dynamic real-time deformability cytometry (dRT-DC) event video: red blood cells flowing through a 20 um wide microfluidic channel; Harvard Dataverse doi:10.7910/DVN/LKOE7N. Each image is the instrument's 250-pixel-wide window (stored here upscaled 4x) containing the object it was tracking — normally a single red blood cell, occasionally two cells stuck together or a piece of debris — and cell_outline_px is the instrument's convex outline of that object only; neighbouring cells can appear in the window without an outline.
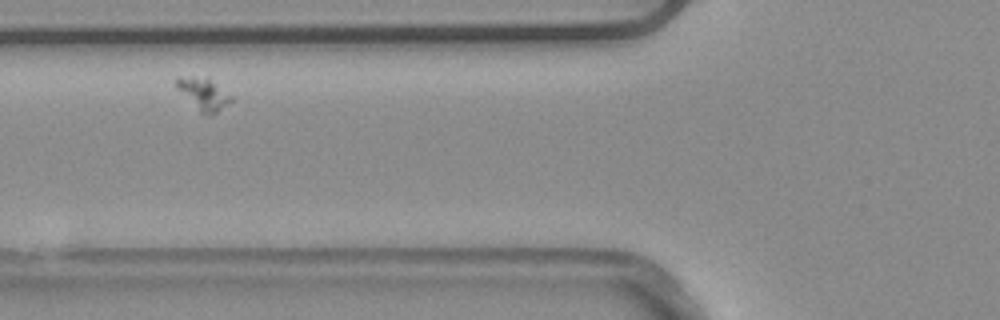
{"species": "common noctule bat (a hibernating species)", "species_latin": "Nyctalus noctula", "temperature_condition": "warm", "stored_images_in_passage": 5, "camera_frame_rate_fps": 3000, "um_per_image_px": 0.085, "animal": {"sex": "male", "body_mass_g": 20.4}, "frame": {"image": 1, "passage_image": 2, "time_ms": 0.333, "image_size_px": [1000, 320], "cell_outline_px": [[232, 100], [212, 116], [200, 112], [176, 88], [176, 76], [208, 76], [232, 96]], "centroid_in_image_um": [17.29, 7.94], "position_along_channel_um": 108.5, "area_um2": 10.35}}
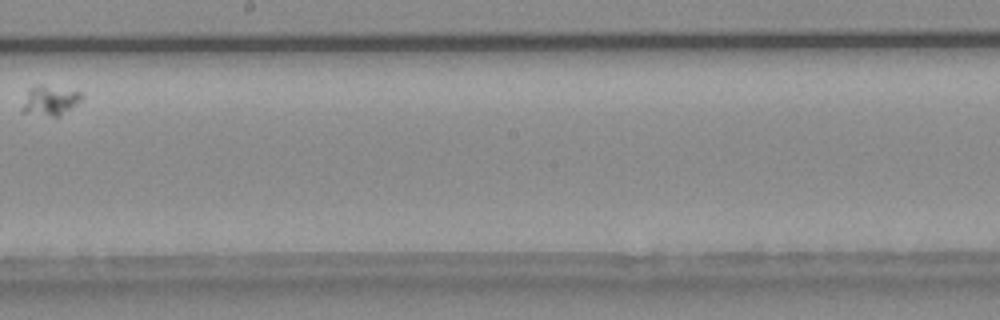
{"frame": {"image": 2, "passage_image": 5, "time_ms": 1.333, "image_size_px": [1000, 320], "cell_outline_px": [[84, 96], [72, 108], [56, 116], [52, 116], [20, 112], [20, 108], [28, 88], [40, 84], [80, 92]], "centroid_in_image_um": [4.19, 8.53], "position_along_channel_um": 244.0, "area_um2": 10.23}}